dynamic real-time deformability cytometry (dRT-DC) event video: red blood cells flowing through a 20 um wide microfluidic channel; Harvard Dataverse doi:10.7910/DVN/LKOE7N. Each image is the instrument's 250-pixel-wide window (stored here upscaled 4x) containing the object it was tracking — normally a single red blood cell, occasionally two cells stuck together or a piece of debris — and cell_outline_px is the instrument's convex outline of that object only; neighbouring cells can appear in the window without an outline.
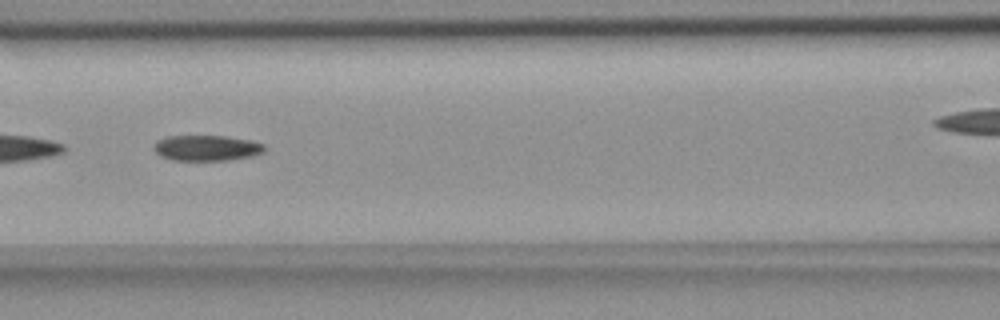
{"species": "common noctule bat (a hibernating species)", "species_latin": "Nyctalus noctula", "temperature_condition": "room temperature", "stored_images_in_passage": 56, "segment_of_instrument_passage": [2, 2], "camera_frame_rate_fps": 3000, "um_per_image_px": 0.085, "animal": {"sex": "female", "body_mass_g": 18.4}, "frame": {"image": 1, "passage_image": 24, "time_ms": 7.667, "image_size_px": [1000, 320], "cell_outline_px": [[264, 152], [252, 156], [228, 160], [172, 160], [160, 156], [156, 152], [156, 140], [168, 136], [224, 136], [252, 140], [264, 144]], "centroid_in_image_um": [17.59, 12.58], "position_along_channel_um": 149.0, "area_um2": 16.42}}
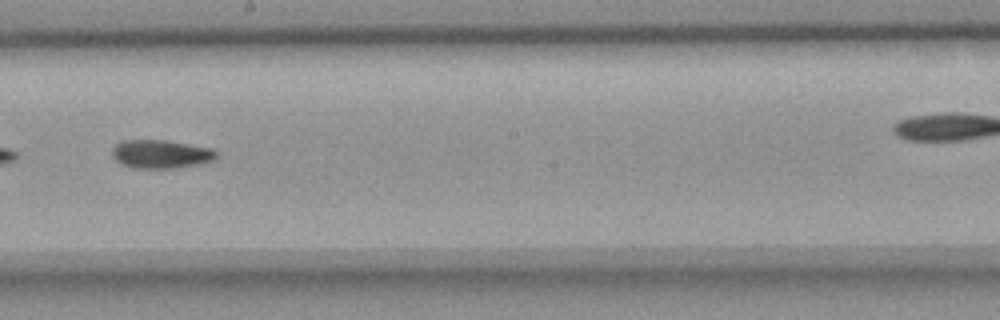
{"frame": {"image": 2, "passage_image": 31, "time_ms": 10.0, "image_size_px": [1000, 320], "cell_outline_px": [[220, 156], [216, 160], [176, 168], [132, 168], [120, 164], [112, 156], [112, 148], [120, 140], [168, 140], [212, 148], [220, 152]], "centroid_in_image_um": [13.71, 13.09], "position_along_channel_um": 234.5, "area_um2": 17.69}}
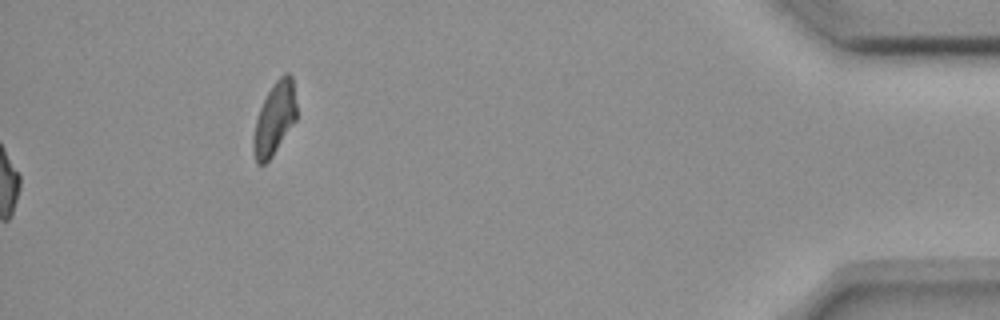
{"frame": {"image": 3, "passage_image": 56, "time_ms": 18.333, "image_size_px": [1000, 320], "cell_outline_px": [[296, 120], [272, 156], [264, 164], [256, 164], [252, 152], [252, 140], [256, 120], [260, 108], [272, 84], [284, 72], [288, 72], [292, 76], [296, 104]], "centroid_in_image_um": [23.32, 10.09], "position_along_channel_um": 411.9, "area_um2": 18.26}}